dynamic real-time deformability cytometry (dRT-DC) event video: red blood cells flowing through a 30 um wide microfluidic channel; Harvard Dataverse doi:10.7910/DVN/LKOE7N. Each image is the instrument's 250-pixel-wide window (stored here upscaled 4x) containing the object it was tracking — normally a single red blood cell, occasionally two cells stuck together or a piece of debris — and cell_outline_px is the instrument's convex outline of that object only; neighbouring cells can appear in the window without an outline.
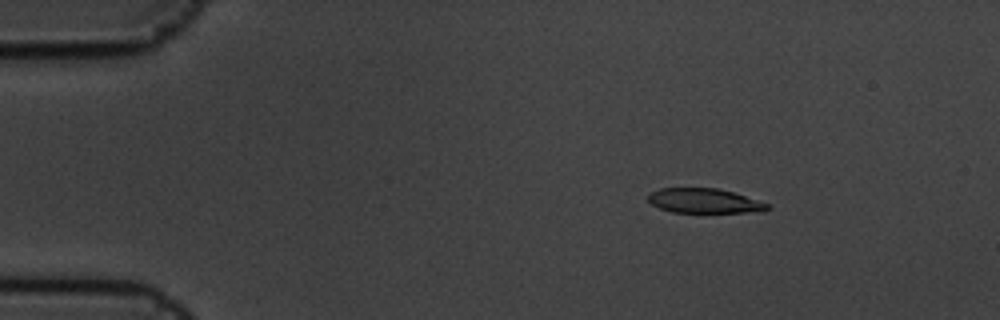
{"species": "common noctule bat (a hibernating species)", "species_latin": "Nyctalus noctula", "temperature_condition": "cold", "stored_images_in_passage": 10, "camera_frame_rate_fps": 3000, "um_per_image_px": 0.085, "animal": {"sex": "male", "body_mass_g": 19.5, "forearm_length_mm": 54.6}, "frame": {"image": 1, "passage_image": 2, "time_ms": 0.333, "image_size_px": [1000, 320], "cell_outline_px": [[772, 208], [764, 212], [672, 212], [660, 208], [652, 204], [648, 200], [648, 196], [652, 192], [660, 188], [716, 188], [732, 192], [768, 204]], "centroid_in_image_um": [59.88, 17.08], "position_along_channel_um": 25.1, "area_um2": 16.94}}
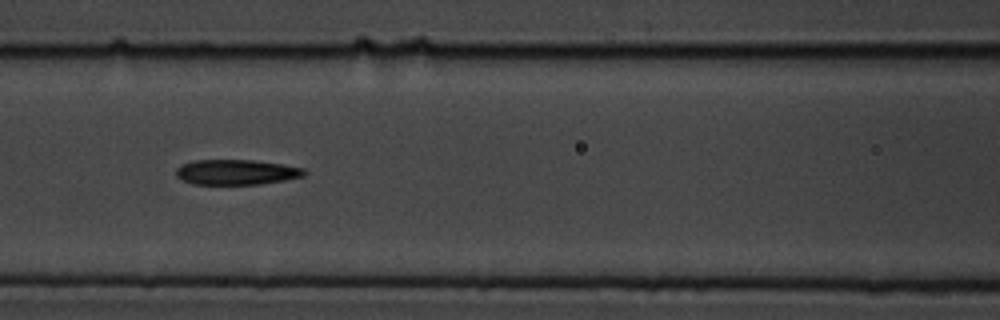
{"frame": {"image": 2, "passage_image": 7, "time_ms": 2.0, "image_size_px": [1000, 320], "cell_outline_px": [[308, 172], [304, 176], [284, 180], [260, 184], [192, 184], [176, 176], [176, 168], [180, 164], [192, 160], [252, 160], [280, 164], [304, 168]], "centroid_in_image_um": [20.07, 14.63], "position_along_channel_um": 146.5, "area_um2": 18.84}}
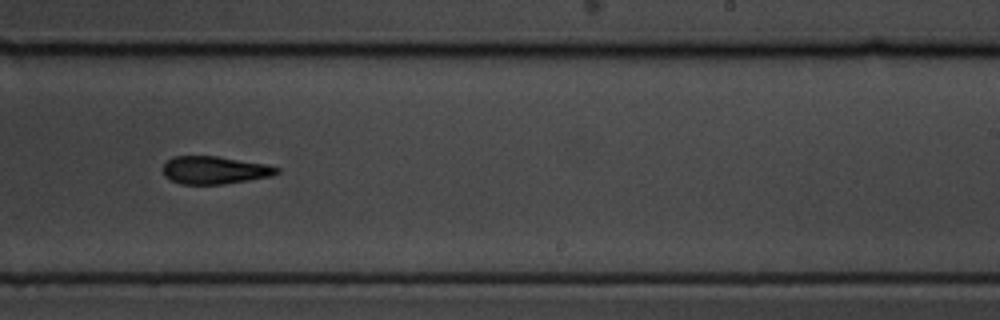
{"frame": {"image": 3, "passage_image": 10, "time_ms": 3.0, "image_size_px": [1000, 320], "cell_outline_px": [[280, 172], [272, 176], [224, 184], [180, 184], [164, 176], [164, 164], [172, 156], [216, 156], [264, 164], [280, 168]], "centroid_in_image_um": [18.24, 14.46], "position_along_channel_um": 270.8, "area_um2": 18.26}}